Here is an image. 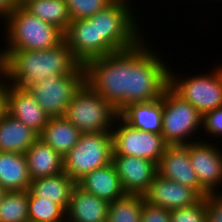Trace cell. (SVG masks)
Segmentation results:
<instances>
[{
	"label": "cell",
	"instance_id": "6da1fadb",
	"mask_svg": "<svg viewBox=\"0 0 222 222\" xmlns=\"http://www.w3.org/2000/svg\"><path fill=\"white\" fill-rule=\"evenodd\" d=\"M144 41L83 65L85 83L118 113L132 103L161 99L169 86L170 67Z\"/></svg>",
	"mask_w": 222,
	"mask_h": 222
},
{
	"label": "cell",
	"instance_id": "7a4b0ae2",
	"mask_svg": "<svg viewBox=\"0 0 222 222\" xmlns=\"http://www.w3.org/2000/svg\"><path fill=\"white\" fill-rule=\"evenodd\" d=\"M0 59L1 76L25 89L41 78L72 74L82 65L65 40L46 50H2Z\"/></svg>",
	"mask_w": 222,
	"mask_h": 222
},
{
	"label": "cell",
	"instance_id": "3957f363",
	"mask_svg": "<svg viewBox=\"0 0 222 222\" xmlns=\"http://www.w3.org/2000/svg\"><path fill=\"white\" fill-rule=\"evenodd\" d=\"M4 20L8 42L2 50H46L64 40L59 28L32 15L24 7H16Z\"/></svg>",
	"mask_w": 222,
	"mask_h": 222
},
{
	"label": "cell",
	"instance_id": "277c9868",
	"mask_svg": "<svg viewBox=\"0 0 222 222\" xmlns=\"http://www.w3.org/2000/svg\"><path fill=\"white\" fill-rule=\"evenodd\" d=\"M128 2L130 1L114 0L109 6L97 12V30L98 39H102V57L132 48L143 40L142 34L138 32L140 29L137 28L139 26L135 19L137 16L131 12Z\"/></svg>",
	"mask_w": 222,
	"mask_h": 222
},
{
	"label": "cell",
	"instance_id": "5b68a950",
	"mask_svg": "<svg viewBox=\"0 0 222 222\" xmlns=\"http://www.w3.org/2000/svg\"><path fill=\"white\" fill-rule=\"evenodd\" d=\"M116 109L86 83L73 97L64 117L81 133L111 132Z\"/></svg>",
	"mask_w": 222,
	"mask_h": 222
},
{
	"label": "cell",
	"instance_id": "8992f818",
	"mask_svg": "<svg viewBox=\"0 0 222 222\" xmlns=\"http://www.w3.org/2000/svg\"><path fill=\"white\" fill-rule=\"evenodd\" d=\"M64 172L76 183L87 173L112 163L111 132L81 133L77 144L63 157Z\"/></svg>",
	"mask_w": 222,
	"mask_h": 222
},
{
	"label": "cell",
	"instance_id": "52a82bcc",
	"mask_svg": "<svg viewBox=\"0 0 222 222\" xmlns=\"http://www.w3.org/2000/svg\"><path fill=\"white\" fill-rule=\"evenodd\" d=\"M161 98L163 99L161 135L165 142L168 145H186L193 142L190 139H193V135L201 128L202 114L169 86Z\"/></svg>",
	"mask_w": 222,
	"mask_h": 222
},
{
	"label": "cell",
	"instance_id": "ba28073f",
	"mask_svg": "<svg viewBox=\"0 0 222 222\" xmlns=\"http://www.w3.org/2000/svg\"><path fill=\"white\" fill-rule=\"evenodd\" d=\"M85 84L84 66L74 73L41 78L27 89L49 117H64L73 97Z\"/></svg>",
	"mask_w": 222,
	"mask_h": 222
},
{
	"label": "cell",
	"instance_id": "9c48e42d",
	"mask_svg": "<svg viewBox=\"0 0 222 222\" xmlns=\"http://www.w3.org/2000/svg\"><path fill=\"white\" fill-rule=\"evenodd\" d=\"M210 74L180 78L169 69V87L201 114L222 106V66ZM178 77V78H177ZM180 78V79H179ZM180 80V81H179Z\"/></svg>",
	"mask_w": 222,
	"mask_h": 222
},
{
	"label": "cell",
	"instance_id": "30bf717a",
	"mask_svg": "<svg viewBox=\"0 0 222 222\" xmlns=\"http://www.w3.org/2000/svg\"><path fill=\"white\" fill-rule=\"evenodd\" d=\"M115 122L111 131L113 155L136 156L158 165L168 147L161 133L135 129L120 116L115 119Z\"/></svg>",
	"mask_w": 222,
	"mask_h": 222
},
{
	"label": "cell",
	"instance_id": "8fae6325",
	"mask_svg": "<svg viewBox=\"0 0 222 222\" xmlns=\"http://www.w3.org/2000/svg\"><path fill=\"white\" fill-rule=\"evenodd\" d=\"M188 151L200 186L208 194L220 192L217 187L222 185V151L207 141H196V137L188 144Z\"/></svg>",
	"mask_w": 222,
	"mask_h": 222
},
{
	"label": "cell",
	"instance_id": "7c38bea8",
	"mask_svg": "<svg viewBox=\"0 0 222 222\" xmlns=\"http://www.w3.org/2000/svg\"><path fill=\"white\" fill-rule=\"evenodd\" d=\"M64 40L82 65L91 59L102 57V39H98L97 13L87 19L71 20L64 33Z\"/></svg>",
	"mask_w": 222,
	"mask_h": 222
},
{
	"label": "cell",
	"instance_id": "4fadbf2b",
	"mask_svg": "<svg viewBox=\"0 0 222 222\" xmlns=\"http://www.w3.org/2000/svg\"><path fill=\"white\" fill-rule=\"evenodd\" d=\"M143 197L146 203L169 210L194 205L204 198L195 188L164 179L159 174Z\"/></svg>",
	"mask_w": 222,
	"mask_h": 222
},
{
	"label": "cell",
	"instance_id": "5bb4252c",
	"mask_svg": "<svg viewBox=\"0 0 222 222\" xmlns=\"http://www.w3.org/2000/svg\"><path fill=\"white\" fill-rule=\"evenodd\" d=\"M112 163L126 194L143 195L158 174L157 164L145 158L113 155Z\"/></svg>",
	"mask_w": 222,
	"mask_h": 222
},
{
	"label": "cell",
	"instance_id": "9a60e30c",
	"mask_svg": "<svg viewBox=\"0 0 222 222\" xmlns=\"http://www.w3.org/2000/svg\"><path fill=\"white\" fill-rule=\"evenodd\" d=\"M158 174L164 179L195 188L203 197L208 193L200 186L189 157L188 144L168 145L157 165Z\"/></svg>",
	"mask_w": 222,
	"mask_h": 222
},
{
	"label": "cell",
	"instance_id": "2e32d148",
	"mask_svg": "<svg viewBox=\"0 0 222 222\" xmlns=\"http://www.w3.org/2000/svg\"><path fill=\"white\" fill-rule=\"evenodd\" d=\"M7 113L23 122L38 135L46 126L49 116L28 89L8 84Z\"/></svg>",
	"mask_w": 222,
	"mask_h": 222
},
{
	"label": "cell",
	"instance_id": "e0dca14e",
	"mask_svg": "<svg viewBox=\"0 0 222 222\" xmlns=\"http://www.w3.org/2000/svg\"><path fill=\"white\" fill-rule=\"evenodd\" d=\"M109 202L76 184L66 210V222H107Z\"/></svg>",
	"mask_w": 222,
	"mask_h": 222
},
{
	"label": "cell",
	"instance_id": "ac0fdd59",
	"mask_svg": "<svg viewBox=\"0 0 222 222\" xmlns=\"http://www.w3.org/2000/svg\"><path fill=\"white\" fill-rule=\"evenodd\" d=\"M77 184L90 194L108 202L126 195L113 163L87 173Z\"/></svg>",
	"mask_w": 222,
	"mask_h": 222
},
{
	"label": "cell",
	"instance_id": "d6986e66",
	"mask_svg": "<svg viewBox=\"0 0 222 222\" xmlns=\"http://www.w3.org/2000/svg\"><path fill=\"white\" fill-rule=\"evenodd\" d=\"M31 180L64 172L63 156L41 139H37L26 151Z\"/></svg>",
	"mask_w": 222,
	"mask_h": 222
},
{
	"label": "cell",
	"instance_id": "ffe728a7",
	"mask_svg": "<svg viewBox=\"0 0 222 222\" xmlns=\"http://www.w3.org/2000/svg\"><path fill=\"white\" fill-rule=\"evenodd\" d=\"M77 183L65 172L32 180L29 191L39 198L58 204L65 212L70 203L72 190Z\"/></svg>",
	"mask_w": 222,
	"mask_h": 222
},
{
	"label": "cell",
	"instance_id": "44dd1931",
	"mask_svg": "<svg viewBox=\"0 0 222 222\" xmlns=\"http://www.w3.org/2000/svg\"><path fill=\"white\" fill-rule=\"evenodd\" d=\"M119 116L135 129L161 133L163 99L129 104L119 113Z\"/></svg>",
	"mask_w": 222,
	"mask_h": 222
},
{
	"label": "cell",
	"instance_id": "7402d4cb",
	"mask_svg": "<svg viewBox=\"0 0 222 222\" xmlns=\"http://www.w3.org/2000/svg\"><path fill=\"white\" fill-rule=\"evenodd\" d=\"M31 181L25 154L0 151V186L5 191L29 190Z\"/></svg>",
	"mask_w": 222,
	"mask_h": 222
},
{
	"label": "cell",
	"instance_id": "603a6c76",
	"mask_svg": "<svg viewBox=\"0 0 222 222\" xmlns=\"http://www.w3.org/2000/svg\"><path fill=\"white\" fill-rule=\"evenodd\" d=\"M38 134L7 113L0 119V151L25 154Z\"/></svg>",
	"mask_w": 222,
	"mask_h": 222
},
{
	"label": "cell",
	"instance_id": "cb8c5ba5",
	"mask_svg": "<svg viewBox=\"0 0 222 222\" xmlns=\"http://www.w3.org/2000/svg\"><path fill=\"white\" fill-rule=\"evenodd\" d=\"M80 135L65 117H49L38 138L64 157L77 144Z\"/></svg>",
	"mask_w": 222,
	"mask_h": 222
},
{
	"label": "cell",
	"instance_id": "d4e9b609",
	"mask_svg": "<svg viewBox=\"0 0 222 222\" xmlns=\"http://www.w3.org/2000/svg\"><path fill=\"white\" fill-rule=\"evenodd\" d=\"M23 7L42 21L59 28L63 33L71 22L65 0H30Z\"/></svg>",
	"mask_w": 222,
	"mask_h": 222
},
{
	"label": "cell",
	"instance_id": "484cf974",
	"mask_svg": "<svg viewBox=\"0 0 222 222\" xmlns=\"http://www.w3.org/2000/svg\"><path fill=\"white\" fill-rule=\"evenodd\" d=\"M143 195L126 194L109 202L107 222H141Z\"/></svg>",
	"mask_w": 222,
	"mask_h": 222
},
{
	"label": "cell",
	"instance_id": "4316f807",
	"mask_svg": "<svg viewBox=\"0 0 222 222\" xmlns=\"http://www.w3.org/2000/svg\"><path fill=\"white\" fill-rule=\"evenodd\" d=\"M29 190L5 191L0 202V222H29Z\"/></svg>",
	"mask_w": 222,
	"mask_h": 222
},
{
	"label": "cell",
	"instance_id": "83f0119b",
	"mask_svg": "<svg viewBox=\"0 0 222 222\" xmlns=\"http://www.w3.org/2000/svg\"><path fill=\"white\" fill-rule=\"evenodd\" d=\"M28 208L29 222H66V212L58 204L35 197L30 191Z\"/></svg>",
	"mask_w": 222,
	"mask_h": 222
},
{
	"label": "cell",
	"instance_id": "f1b7e54d",
	"mask_svg": "<svg viewBox=\"0 0 222 222\" xmlns=\"http://www.w3.org/2000/svg\"><path fill=\"white\" fill-rule=\"evenodd\" d=\"M114 0H65L71 20L87 19L109 6Z\"/></svg>",
	"mask_w": 222,
	"mask_h": 222
},
{
	"label": "cell",
	"instance_id": "f546056e",
	"mask_svg": "<svg viewBox=\"0 0 222 222\" xmlns=\"http://www.w3.org/2000/svg\"><path fill=\"white\" fill-rule=\"evenodd\" d=\"M171 222H206V199L198 203L171 210Z\"/></svg>",
	"mask_w": 222,
	"mask_h": 222
},
{
	"label": "cell",
	"instance_id": "4dcf8cb0",
	"mask_svg": "<svg viewBox=\"0 0 222 222\" xmlns=\"http://www.w3.org/2000/svg\"><path fill=\"white\" fill-rule=\"evenodd\" d=\"M201 127L206 131L205 135L208 134L222 136V106L213 110L207 111L202 114Z\"/></svg>",
	"mask_w": 222,
	"mask_h": 222
},
{
	"label": "cell",
	"instance_id": "1f68e13d",
	"mask_svg": "<svg viewBox=\"0 0 222 222\" xmlns=\"http://www.w3.org/2000/svg\"><path fill=\"white\" fill-rule=\"evenodd\" d=\"M205 199L206 222H222V193L208 194Z\"/></svg>",
	"mask_w": 222,
	"mask_h": 222
},
{
	"label": "cell",
	"instance_id": "d6a6232c",
	"mask_svg": "<svg viewBox=\"0 0 222 222\" xmlns=\"http://www.w3.org/2000/svg\"><path fill=\"white\" fill-rule=\"evenodd\" d=\"M171 210L144 202L141 222H171Z\"/></svg>",
	"mask_w": 222,
	"mask_h": 222
},
{
	"label": "cell",
	"instance_id": "836d02e7",
	"mask_svg": "<svg viewBox=\"0 0 222 222\" xmlns=\"http://www.w3.org/2000/svg\"><path fill=\"white\" fill-rule=\"evenodd\" d=\"M6 81L5 78L3 79V76L0 78V119L7 114L8 83Z\"/></svg>",
	"mask_w": 222,
	"mask_h": 222
},
{
	"label": "cell",
	"instance_id": "e575fe53",
	"mask_svg": "<svg viewBox=\"0 0 222 222\" xmlns=\"http://www.w3.org/2000/svg\"><path fill=\"white\" fill-rule=\"evenodd\" d=\"M15 8H16V3L14 2V0H0L1 19L2 18L5 19Z\"/></svg>",
	"mask_w": 222,
	"mask_h": 222
},
{
	"label": "cell",
	"instance_id": "d590c367",
	"mask_svg": "<svg viewBox=\"0 0 222 222\" xmlns=\"http://www.w3.org/2000/svg\"><path fill=\"white\" fill-rule=\"evenodd\" d=\"M30 0H14L16 3V7H23L26 5Z\"/></svg>",
	"mask_w": 222,
	"mask_h": 222
},
{
	"label": "cell",
	"instance_id": "8d00e7d4",
	"mask_svg": "<svg viewBox=\"0 0 222 222\" xmlns=\"http://www.w3.org/2000/svg\"><path fill=\"white\" fill-rule=\"evenodd\" d=\"M4 193H5V190L0 186V202H1V199L4 195Z\"/></svg>",
	"mask_w": 222,
	"mask_h": 222
},
{
	"label": "cell",
	"instance_id": "74e56055",
	"mask_svg": "<svg viewBox=\"0 0 222 222\" xmlns=\"http://www.w3.org/2000/svg\"><path fill=\"white\" fill-rule=\"evenodd\" d=\"M0 77H1V59H0Z\"/></svg>",
	"mask_w": 222,
	"mask_h": 222
}]
</instances>
